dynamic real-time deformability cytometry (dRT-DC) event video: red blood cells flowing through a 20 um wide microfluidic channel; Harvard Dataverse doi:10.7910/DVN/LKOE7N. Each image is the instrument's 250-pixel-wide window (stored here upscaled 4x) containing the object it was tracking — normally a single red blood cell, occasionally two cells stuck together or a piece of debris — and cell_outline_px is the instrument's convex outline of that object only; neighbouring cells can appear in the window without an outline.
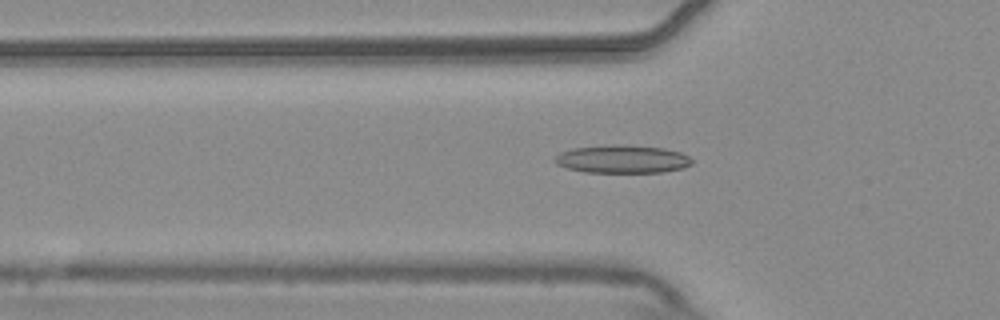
{"species": "common noctule bat (a hibernating species)", "species_latin": "Nyctalus noctula", "temperature_condition": "warm", "stored_images_in_passage": 54, "camera_frame_rate_fps": 3000, "um_per_image_px": 0.085, "animal": {"sex": "male", "body_mass_g": 20.4}, "frame": {"image": 1, "passage_image": 19, "time_ms": 6.0, "image_size_px": [1000, 320], "cell_outline_px": [[692, 164], [684, 168], [660, 172], [584, 172], [568, 168], [556, 164], [552, 160], [560, 152], [572, 148], [616, 144], [664, 148], [680, 152], [688, 156], [692, 160]], "centroid_in_image_um": [52.88, 13.52], "position_along_channel_um": 72.9, "area_um2": 22.37}}
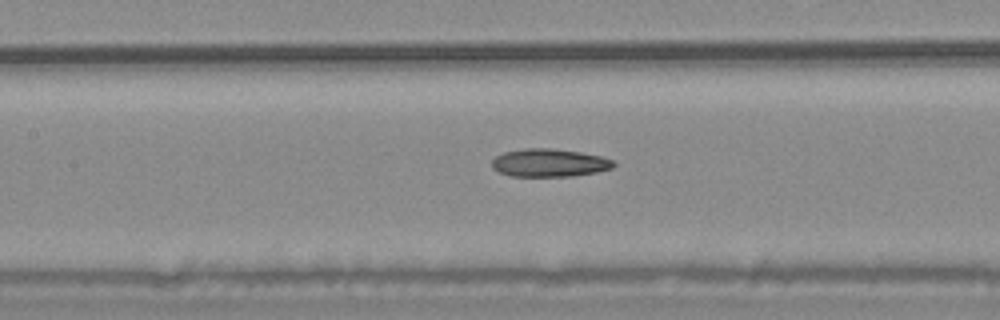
{"frame": {"image": 2, "passage_image": 26, "time_ms": 8.333, "image_size_px": [1000, 320], "cell_outline_px": [[616, 164], [612, 168], [596, 172], [572, 176], [512, 176], [500, 172], [492, 168], [492, 160], [496, 156], [504, 152], [524, 148], [552, 148], [580, 152], [600, 156], [612, 160]], "centroid_in_image_um": [46.68, 13.83], "position_along_channel_um": 160.7, "area_um2": 19.77}}
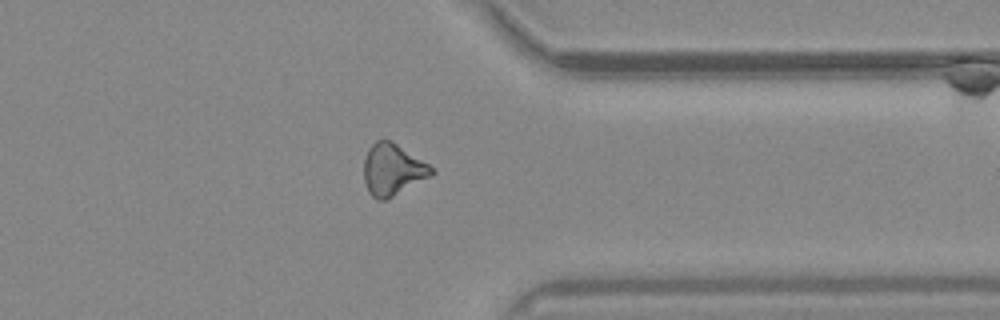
{"frame": {"image": 3, "passage_image": 44, "time_ms": 14.333, "image_size_px": [1000, 320], "cell_outline_px": [[436, 172], [392, 196], [384, 200], [376, 200], [368, 192], [364, 180], [364, 156], [368, 148], [376, 140], [384, 136], [428, 164]], "centroid_in_image_um": [33.3, 14.38], "position_along_channel_um": 378.1, "area_um2": 20.11}}